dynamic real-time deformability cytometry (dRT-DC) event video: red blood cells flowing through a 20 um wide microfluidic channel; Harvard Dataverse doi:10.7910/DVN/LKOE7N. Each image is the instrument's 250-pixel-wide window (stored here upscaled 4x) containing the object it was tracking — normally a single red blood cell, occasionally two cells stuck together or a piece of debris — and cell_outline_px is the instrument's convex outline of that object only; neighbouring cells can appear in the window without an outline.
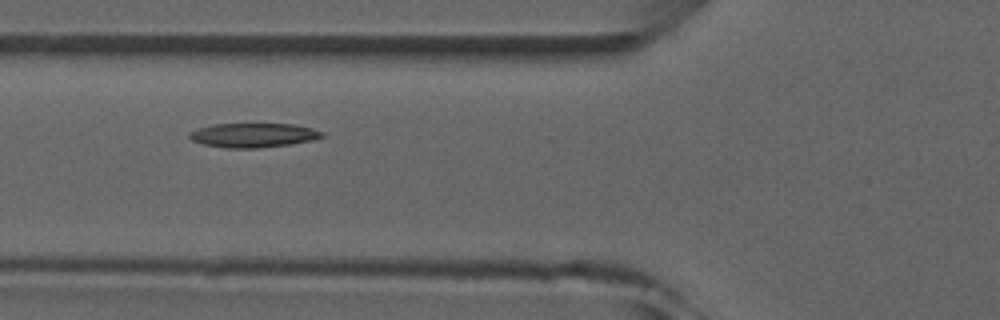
{"species": "common noctule bat (a hibernating species)", "species_latin": "Nyctalus noctula", "temperature_condition": "room temperature", "stored_images_in_passage": 6, "camera_frame_rate_fps": 3000, "um_per_image_px": 0.085, "animal": {"sex": "male", "forearm_length_mm": 52.5}, "frame": {"image": 1, "passage_image": 5, "time_ms": 4.667, "image_size_px": [1000, 320], "cell_outline_px": [[324, 136], [316, 140], [288, 144], [256, 148], [228, 148], [204, 144], [192, 140], [188, 136], [188, 132], [212, 124], [296, 124], [312, 128], [324, 132]], "centroid_in_image_um": [21.57, 11.49], "position_along_channel_um": 104.2, "area_um2": 18.73}}
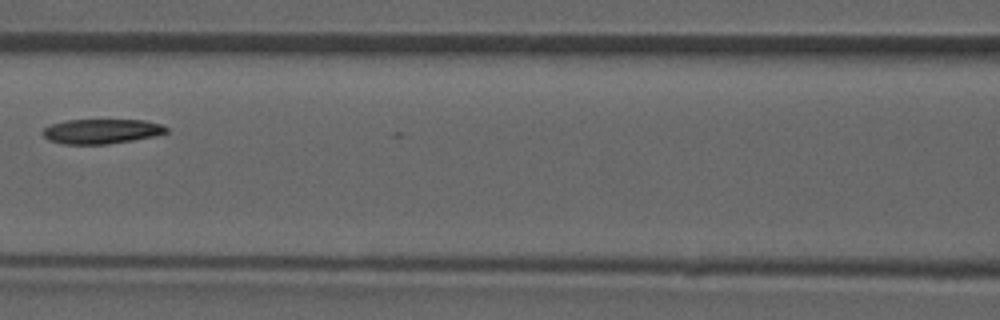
{"frame": {"image": 2, "passage_image": 6, "time_ms": 6.0, "image_size_px": [1000, 320], "cell_outline_px": [[168, 132], [156, 136], [108, 144], [64, 144], [48, 140], [40, 132], [44, 128], [52, 124], [68, 120], [144, 120], [160, 124], [168, 128]], "centroid_in_image_um": [8.62, 11.16], "position_along_channel_um": 158.0, "area_um2": 17.8}}